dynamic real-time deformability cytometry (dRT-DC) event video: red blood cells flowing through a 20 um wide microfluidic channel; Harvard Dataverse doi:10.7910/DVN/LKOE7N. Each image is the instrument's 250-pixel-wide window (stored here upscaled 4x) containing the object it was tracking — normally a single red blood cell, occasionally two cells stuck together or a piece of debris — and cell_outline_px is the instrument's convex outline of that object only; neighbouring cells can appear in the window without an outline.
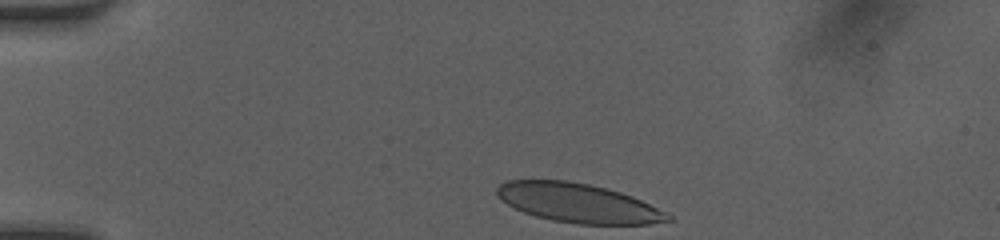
{"species": "human", "species_latin": "Homo sapiens", "temperature_condition": "room temperature", "stored_images_in_passage": 33, "camera_frame_rate_fps": 3000, "um_per_image_px": 0.085, "donor": {"sex": "female"}, "frame": {"image": 1, "passage_image": 1, "time_ms": 0.0, "image_size_px": [1000, 240], "cell_outline_px": [[672, 220], [648, 224], [576, 224], [552, 220], [536, 216], [524, 212], [500, 200], [496, 192], [496, 188], [500, 184], [508, 180], [564, 180], [588, 184], [608, 188], [632, 196], [672, 216]], "centroid_in_image_um": [49.11, 17.25], "position_along_channel_um": 35.9, "area_um2": 38.67}}
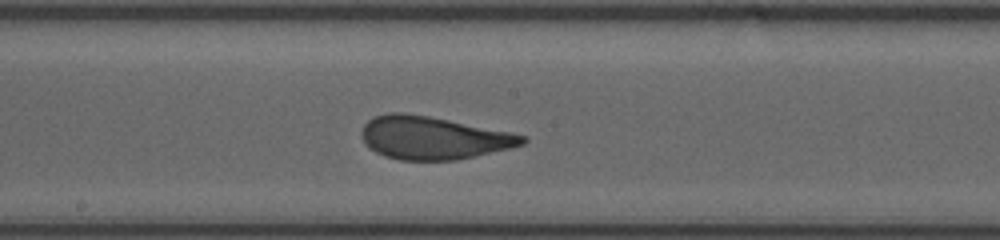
{"frame": {"image": 2, "passage_image": 18, "time_ms": 5.667, "image_size_px": [1000, 240], "cell_outline_px": [[528, 140], [524, 144], [508, 148], [456, 160], [400, 160], [384, 156], [368, 148], [364, 144], [360, 132], [364, 124], [368, 120], [376, 116], [388, 112], [400, 112], [428, 116], [528, 136]], "centroid_in_image_um": [36.76, 11.72], "position_along_channel_um": 211.4, "area_um2": 39.88}}
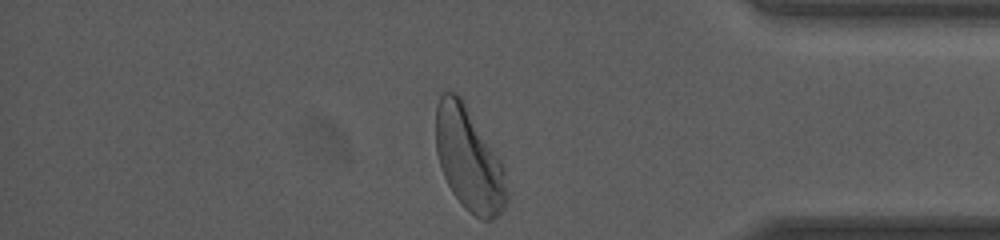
{"frame": {"image": 3, "passage_image": 33, "time_ms": 10.667, "image_size_px": [1000, 240], "cell_outline_px": [[508, 200], [500, 212], [492, 220], [484, 220], [476, 216], [464, 208], [452, 192], [444, 176], [436, 152], [436, 104], [440, 96], [444, 92], [456, 92], [464, 100], [504, 164], [508, 192]], "centroid_in_image_um": [39.88, 13.52], "position_along_channel_um": 395.3, "area_um2": 43.12}, "authors_computed_cell_mechanics": {"area_um2": 39.9976, "velocity_mm_per_s": 4.0998, "shape_relaxation_time_tau1_ms": 3.3059, "shape_relaxation_time_tau2_ms": null, "deformation_change_tau1": 0.1525, "deformation_change_tau2": null}}